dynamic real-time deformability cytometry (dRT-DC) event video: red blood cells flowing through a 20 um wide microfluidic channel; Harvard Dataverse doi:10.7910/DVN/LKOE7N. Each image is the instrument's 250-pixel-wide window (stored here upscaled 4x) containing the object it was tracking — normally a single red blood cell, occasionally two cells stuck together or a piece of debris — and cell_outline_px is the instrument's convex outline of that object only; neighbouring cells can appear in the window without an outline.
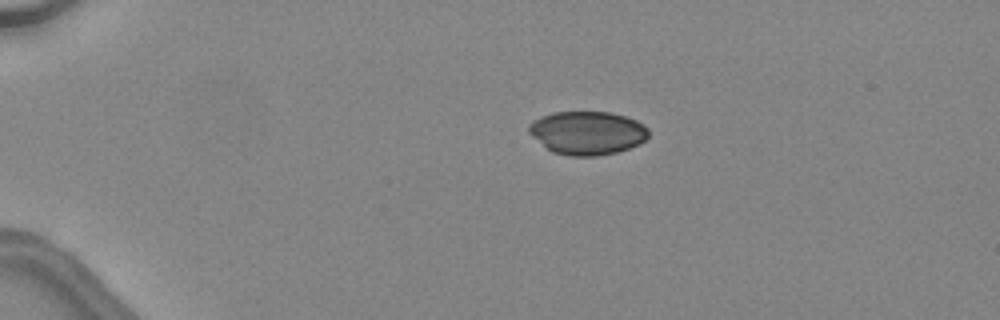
{"species": "common noctule bat (a hibernating species)", "species_latin": "Nyctalus noctula", "temperature_condition": "warm", "stored_images_in_passage": 37, "camera_frame_rate_fps": 3000, "um_per_image_px": 0.085, "animal": {"sex": "female", "body_mass_g": 24.6, "forearm_length_mm": 56.2}, "frame": {"image": 1, "passage_image": 1, "time_ms": 0.0, "image_size_px": [1000, 320], "cell_outline_px": [[648, 136], [644, 140], [628, 148], [616, 152], [596, 156], [568, 156], [552, 152], [532, 136], [528, 132], [528, 124], [532, 120], [540, 116], [552, 112], [612, 112], [636, 120], [644, 124], [648, 128]], "centroid_in_image_um": [49.89, 11.28], "position_along_channel_um": 35.1, "area_um2": 30.35}}
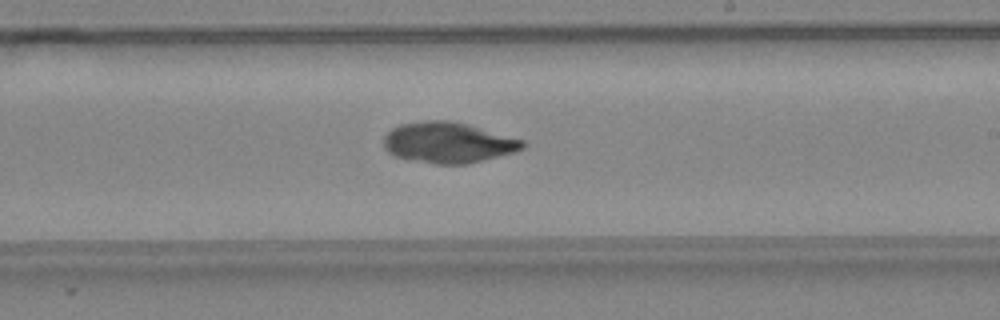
{"frame": {"image": 2, "passage_image": 20, "time_ms": 6.333, "image_size_px": [1000, 320], "cell_outline_px": [[528, 144], [524, 148], [512, 152], [464, 164], [436, 164], [396, 156], [388, 152], [384, 148], [384, 136], [392, 128], [400, 124], [424, 120], [448, 120], [468, 124], [524, 140]], "centroid_in_image_um": [38.08, 12.1], "position_along_channel_um": 250.9, "area_um2": 32.66}}
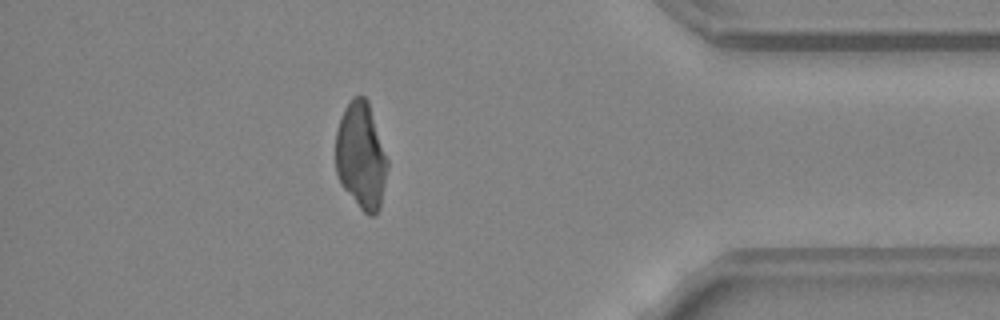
{"frame": {"image": 3, "passage_image": 32, "time_ms": 10.333, "image_size_px": [1000, 320], "cell_outline_px": [[388, 168], [380, 208], [372, 216], [368, 216], [360, 208], [340, 184], [336, 172], [336, 132], [340, 116], [344, 108], [352, 96], [364, 96], [368, 100], [388, 160]], "centroid_in_image_um": [30.68, 13.23], "position_along_channel_um": 404.5, "area_um2": 32.43}}